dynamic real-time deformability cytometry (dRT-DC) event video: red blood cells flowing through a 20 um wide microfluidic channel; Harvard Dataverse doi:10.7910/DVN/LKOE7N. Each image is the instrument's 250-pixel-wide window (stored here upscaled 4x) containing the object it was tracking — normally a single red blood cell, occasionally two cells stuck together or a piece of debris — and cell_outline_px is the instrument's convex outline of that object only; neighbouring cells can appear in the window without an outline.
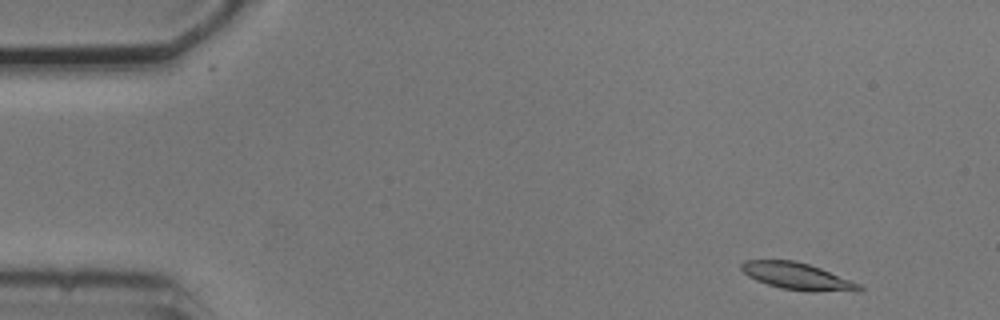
{"species": "common noctule bat (a hibernating species)", "species_latin": "Nyctalus noctula", "temperature_condition": "cold", "stored_images_in_passage": 51, "camera_frame_rate_fps": 3000, "um_per_image_px": 0.085, "animal": {"sex": "male", "body_mass_g": 20.5, "forearm_length_mm": 52.5}, "frame": {"image": 1, "passage_image": 2, "time_ms": 0.333, "image_size_px": [1000, 320], "cell_outline_px": [[864, 288], [860, 292], [812, 292], [780, 288], [756, 280], [748, 276], [740, 268], [740, 264], [744, 260], [792, 260], [808, 264], [820, 268], [860, 284]], "centroid_in_image_um": [67.81, 23.5], "position_along_channel_um": 17.2, "area_um2": 18.61}}
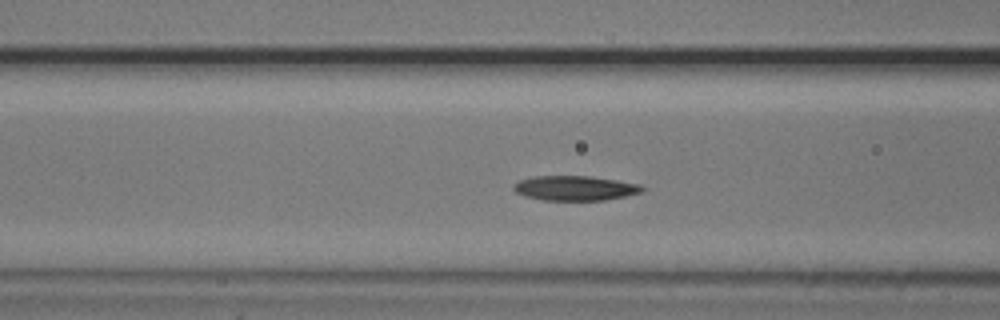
{"frame": {"image": 2, "passage_image": 18, "time_ms": 5.667, "image_size_px": [1000, 320], "cell_outline_px": [[648, 188], [644, 192], [604, 200], [544, 200], [524, 196], [516, 192], [512, 188], [512, 184], [520, 180], [532, 176], [588, 176], [616, 180], [640, 184]], "centroid_in_image_um": [48.89, 15.99], "position_along_channel_um": 117.7, "area_um2": 18.67}}
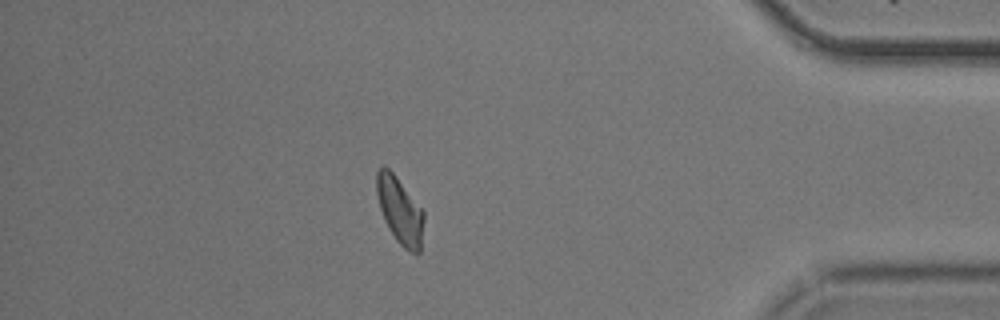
{"frame": {"image": 3, "passage_image": 44, "time_ms": 14.333, "image_size_px": [1000, 320], "cell_outline_px": [[424, 220], [420, 252], [416, 256], [404, 248], [396, 240], [388, 228], [384, 220], [380, 208], [376, 192], [376, 172], [384, 164], [392, 172], [424, 208]], "centroid_in_image_um": [34.01, 17.9], "position_along_channel_um": 401.2, "area_um2": 18.73}, "authors_computed_cell_mechanics": {"area_um2": 18.6694, "velocity_mm_per_s": 3.7214, "shape_relaxation_time_tau1_ms": 2.8416, "shape_relaxation_time_tau2_ms": 5.0509, "deformation_change_tau1": 0.1067, "deformation_change_tau2": 0.1132}}